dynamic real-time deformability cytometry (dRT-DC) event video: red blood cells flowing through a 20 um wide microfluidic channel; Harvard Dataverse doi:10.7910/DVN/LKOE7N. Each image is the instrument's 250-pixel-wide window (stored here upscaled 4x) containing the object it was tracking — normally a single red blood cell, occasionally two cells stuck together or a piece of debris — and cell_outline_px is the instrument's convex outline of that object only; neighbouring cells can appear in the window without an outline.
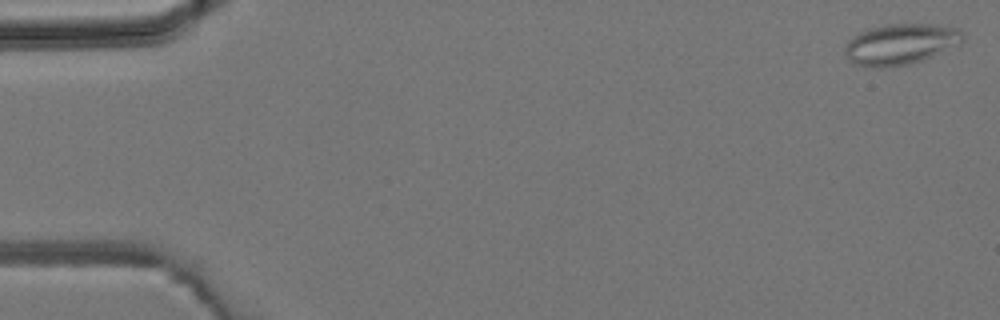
{"species": "common noctule bat (a hibernating species)", "species_latin": "Nyctalus noctula", "temperature_condition": "room temperature", "stored_images_in_passage": 4, "camera_frame_rate_fps": 3000, "um_per_image_px": 0.085, "animal": {"sex": "male", "body_mass_g": 19.2, "forearm_length_mm": 51.8}, "frame": {"image": 1, "passage_image": 4, "time_ms": 3.667, "image_size_px": [1000, 320], "cell_outline_px": [[964, 40], [960, 44], [924, 60], [908, 64], [880, 68], [872, 68], [852, 64], [848, 60], [844, 52], [844, 48], [848, 40], [860, 32], [868, 28], [884, 24], [940, 24], [960, 28], [964, 32]], "centroid_in_image_um": [76.56, 3.75], "position_along_channel_um": 8.4, "area_um2": 28.67}}